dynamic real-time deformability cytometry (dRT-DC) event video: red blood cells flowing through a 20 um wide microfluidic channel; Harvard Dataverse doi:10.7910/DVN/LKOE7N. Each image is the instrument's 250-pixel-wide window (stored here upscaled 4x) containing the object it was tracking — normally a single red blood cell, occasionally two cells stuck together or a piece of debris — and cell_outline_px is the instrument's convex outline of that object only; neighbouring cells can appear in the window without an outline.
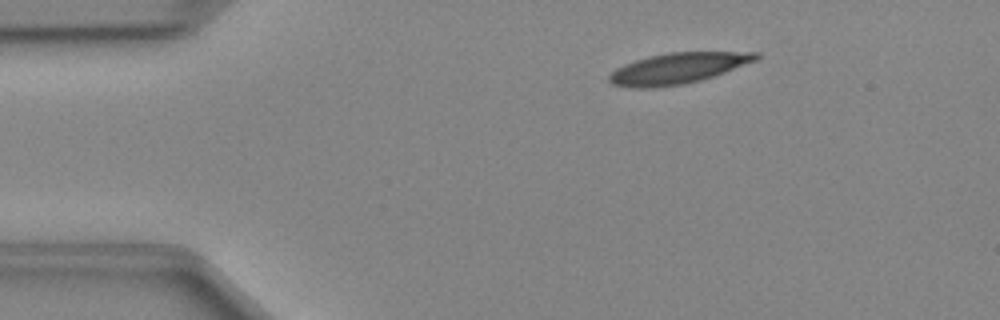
{"species": "Egyptian fruit bat (a non-hibernating species)", "species_latin": "Rousettus aegyptiacus", "temperature_condition": "cold", "stored_images_in_passage": 41, "camera_frame_rate_fps": 3000, "um_per_image_px": 0.085, "animal": {"sex": "female"}, "frame": {"image": 1, "passage_image": 1, "time_ms": 0.0, "image_size_px": [1000, 320], "cell_outline_px": [[760, 56], [756, 60], [724, 72], [700, 80], [684, 84], [652, 88], [636, 88], [612, 84], [608, 80], [608, 76], [616, 68], [624, 64], [648, 56], [668, 52], [756, 52]], "centroid_in_image_um": [57.57, 5.8], "position_along_channel_um": 27.4, "area_um2": 26.13}}
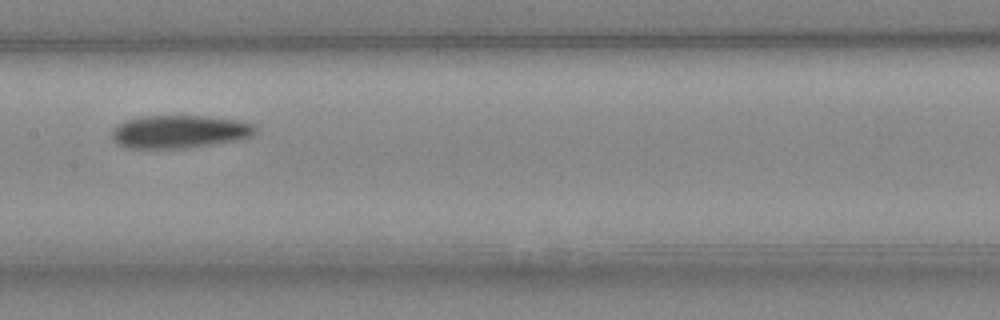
{"frame": {"image": 2, "passage_image": 17, "time_ms": 5.333, "image_size_px": [1000, 320], "cell_outline_px": [[256, 132], [252, 136], [236, 140], [188, 148], [124, 148], [116, 144], [112, 140], [112, 132], [124, 120], [144, 116], [200, 116], [240, 120], [256, 124]], "centroid_in_image_um": [15.26, 11.2], "position_along_channel_um": 192.1, "area_um2": 27.63}}
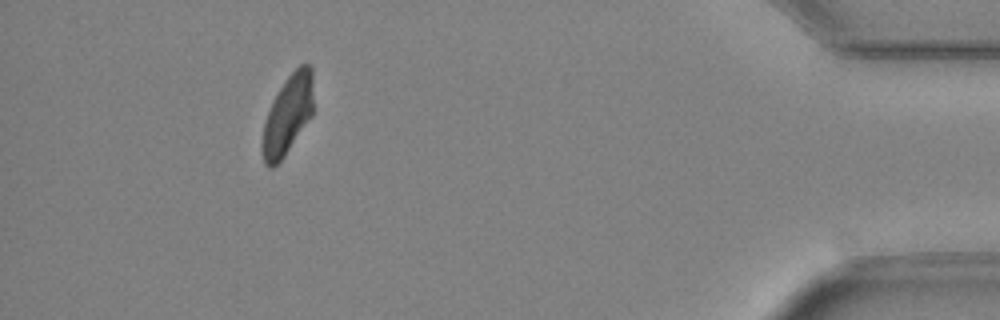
{"frame": {"image": 3, "passage_image": 37, "time_ms": 12.0, "image_size_px": [1000, 320], "cell_outline_px": [[312, 116], [284, 156], [272, 168], [268, 168], [264, 164], [260, 148], [260, 144], [264, 124], [272, 100], [288, 76], [300, 64], [308, 64], [312, 68]], "centroid_in_image_um": [24.42, 9.8], "position_along_channel_um": 410.8, "area_um2": 23.52}}